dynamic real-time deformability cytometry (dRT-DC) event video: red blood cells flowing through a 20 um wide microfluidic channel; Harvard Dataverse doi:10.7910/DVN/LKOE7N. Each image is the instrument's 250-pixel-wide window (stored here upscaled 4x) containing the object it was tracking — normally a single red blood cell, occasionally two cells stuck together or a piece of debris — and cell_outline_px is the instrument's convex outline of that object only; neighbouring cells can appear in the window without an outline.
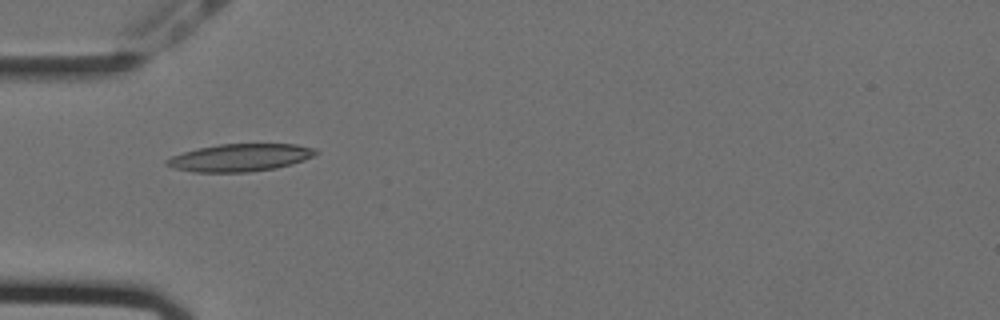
{"species": "Egyptian fruit bat (a non-hibernating species)", "species_latin": "Rousettus aegyptiacus", "temperature_condition": "cold", "stored_images_in_passage": 40, "camera_frame_rate_fps": 3000, "um_per_image_px": 0.085, "animal": {"sex": "female"}, "frame": {"image": 1, "passage_image": 1, "time_ms": 0.0, "image_size_px": [1000, 320], "cell_outline_px": [[320, 152], [304, 160], [292, 164], [276, 168], [248, 172], [192, 172], [172, 168], [164, 164], [164, 160], [172, 156], [184, 152], [200, 148], [220, 144], [296, 144], [316, 148]], "centroid_in_image_um": [20.41, 13.4], "position_along_channel_um": 64.6, "area_um2": 23.99}}
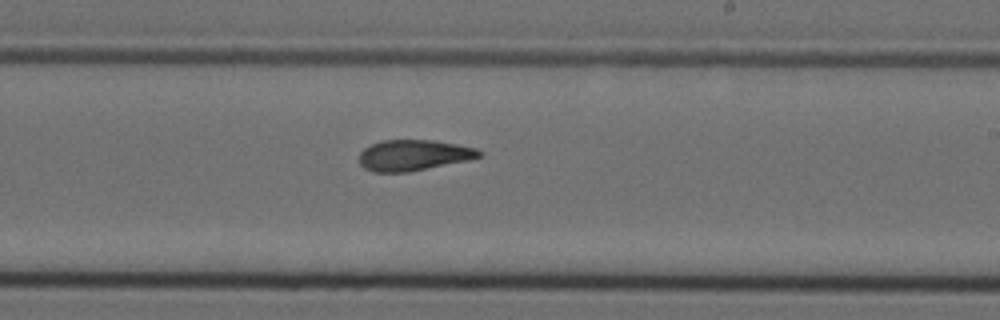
{"frame": {"image": 2, "passage_image": 17, "time_ms": 5.333, "image_size_px": [1000, 320], "cell_outline_px": [[484, 152], [480, 156], [468, 160], [408, 172], [372, 172], [364, 168], [360, 164], [360, 152], [364, 148], [380, 140], [436, 140], [476, 148]], "centroid_in_image_um": [35.14, 13.19], "position_along_channel_um": 253.9, "area_um2": 21.56}}
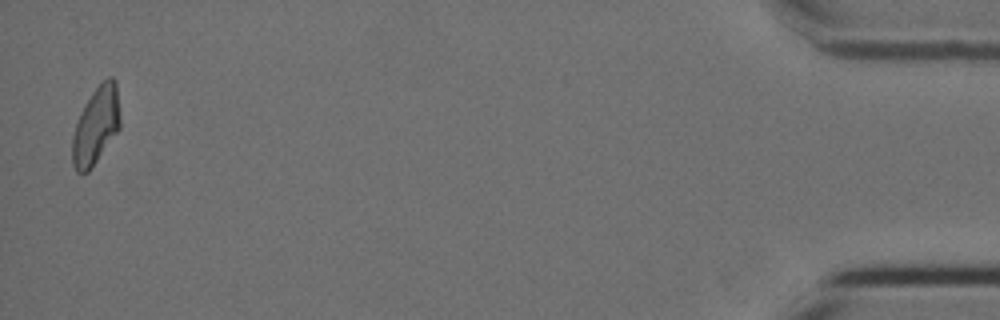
{"frame": {"image": 3, "passage_image": 39, "time_ms": 12.667, "image_size_px": [1000, 320], "cell_outline_px": [[120, 128], [92, 168], [88, 172], [76, 172], [72, 164], [72, 136], [80, 112], [84, 104], [92, 92], [108, 76], [112, 76], [116, 80], [120, 116]], "centroid_in_image_um": [8.16, 10.68], "position_along_channel_um": 427.0, "area_um2": 21.68}, "authors_computed_cell_mechanics": {"area_um2": 21.8195, "velocity_mm_per_s": 3.5662, "shape_relaxation_time_tau1_ms": 5.2165, "shape_relaxation_time_tau2_ms": 3.9076, "deformation_change_tau1": 0.1816, "deformation_change_tau2": 0.1216}}